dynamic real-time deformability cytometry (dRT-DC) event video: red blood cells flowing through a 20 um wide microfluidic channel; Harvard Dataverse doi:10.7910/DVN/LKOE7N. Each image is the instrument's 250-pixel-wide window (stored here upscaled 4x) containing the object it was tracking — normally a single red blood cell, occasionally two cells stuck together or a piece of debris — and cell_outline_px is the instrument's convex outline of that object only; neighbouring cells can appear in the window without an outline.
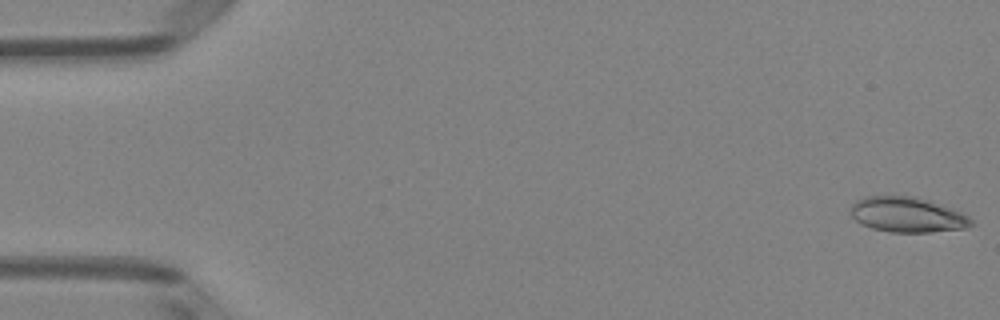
{"species": "Egyptian fruit bat (a non-hibernating species)", "species_latin": "Rousettus aegyptiacus", "temperature_condition": "room temperature", "stored_images_in_passage": 51, "camera_frame_rate_fps": 3000, "um_per_image_px": 0.085, "animal": {"sex": "female"}, "frame": {"image": 1, "passage_image": 1, "time_ms": 0.0, "image_size_px": [1000, 320], "cell_outline_px": [[972, 224], [968, 228], [932, 232], [888, 232], [872, 228], [860, 224], [848, 212], [852, 204], [856, 200], [864, 196], [916, 196], [928, 200], [960, 212], [968, 216], [972, 220]], "centroid_in_image_um": [77.07, 18.25], "position_along_channel_um": 7.9, "area_um2": 24.8}}
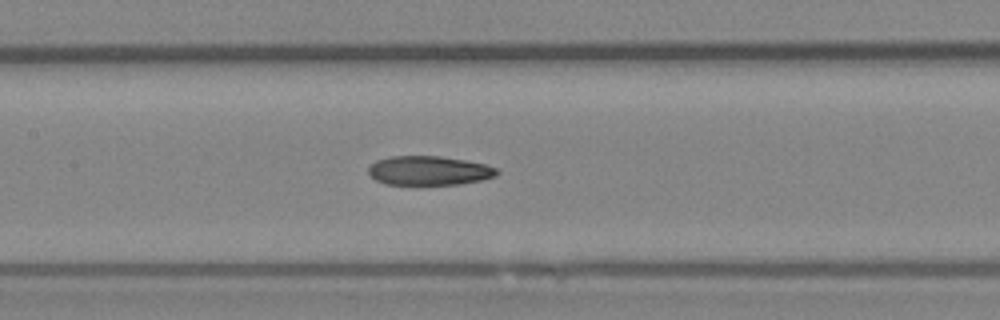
{"frame": {"image": 2, "passage_image": 24, "time_ms": 7.667, "image_size_px": [1000, 320], "cell_outline_px": [[500, 172], [496, 176], [480, 180], [460, 184], [384, 184], [376, 180], [368, 172], [368, 168], [376, 160], [392, 156], [440, 156], [464, 160], [484, 164], [496, 168]], "centroid_in_image_um": [36.46, 14.5], "position_along_channel_um": 170.9, "area_um2": 21.68}}
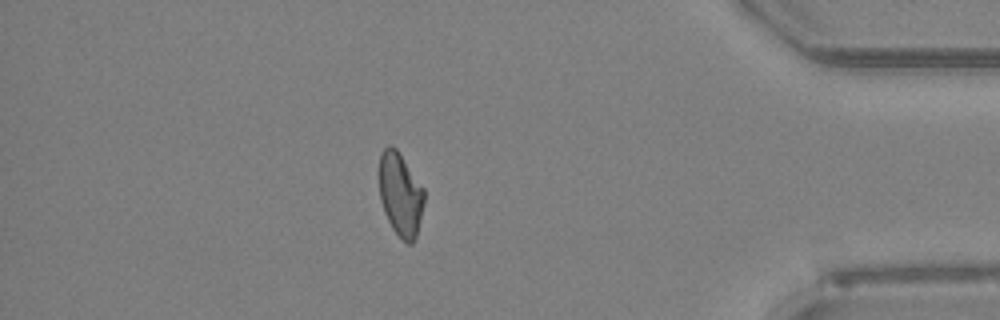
{"frame": {"image": 3, "passage_image": 44, "time_ms": 14.333, "image_size_px": [1000, 320], "cell_outline_px": [[424, 204], [416, 236], [412, 244], [408, 244], [392, 228], [384, 212], [380, 200], [380, 152], [388, 144], [392, 144], [396, 148], [424, 188]], "centroid_in_image_um": [34.04, 16.5], "position_along_channel_um": 401.2, "area_um2": 21.73}, "authors_computed_cell_mechanics": {"area_um2": 22.9466, "velocity_mm_per_s": 4.0209, "shape_relaxation_time_tau1_ms": null, "shape_relaxation_time_tau2_ms": 4.7518, "deformation_change_tau1": null, "deformation_change_tau2": 0.1207}}